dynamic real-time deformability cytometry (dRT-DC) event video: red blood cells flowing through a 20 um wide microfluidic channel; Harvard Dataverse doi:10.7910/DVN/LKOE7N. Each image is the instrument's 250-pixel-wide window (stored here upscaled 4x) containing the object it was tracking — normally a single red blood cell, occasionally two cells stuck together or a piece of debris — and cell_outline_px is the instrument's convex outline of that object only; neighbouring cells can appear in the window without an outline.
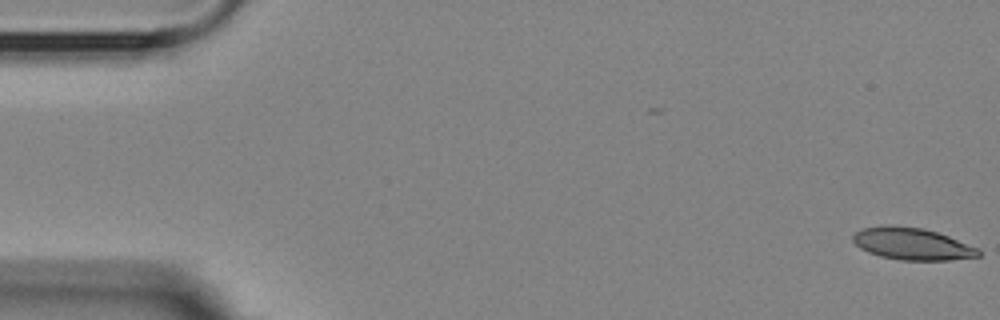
{"species": "Egyptian fruit bat (a non-hibernating species)", "species_latin": "Rousettus aegyptiacus", "temperature_condition": "room temperature", "stored_images_in_passage": 5, "camera_frame_rate_fps": 3000, "um_per_image_px": 0.085, "animal": {"sex": "female"}, "frame": {"image": 1, "passage_image": 1, "time_ms": 0.0, "image_size_px": [1000, 320], "cell_outline_px": [[980, 256], [952, 260], [900, 260], [880, 256], [868, 252], [860, 248], [852, 240], [852, 236], [860, 228], [920, 228], [936, 232], [948, 236], [980, 248]], "centroid_in_image_um": [77.59, 20.78], "position_along_channel_um": 7.4, "area_um2": 22.66}}
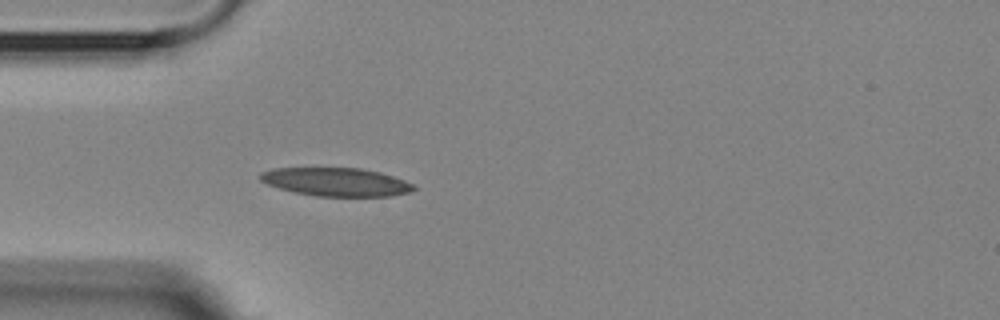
{"frame": {"image": 2, "passage_image": 5, "time_ms": 5.0, "image_size_px": [1000, 320], "cell_outline_px": [[416, 188], [412, 192], [392, 196], [316, 196], [296, 192], [280, 188], [268, 184], [260, 180], [260, 172], [272, 168], [360, 168], [380, 172], [404, 180], [412, 184]], "centroid_in_image_um": [28.59, 15.46], "position_along_channel_um": 56.4, "area_um2": 25.26}}